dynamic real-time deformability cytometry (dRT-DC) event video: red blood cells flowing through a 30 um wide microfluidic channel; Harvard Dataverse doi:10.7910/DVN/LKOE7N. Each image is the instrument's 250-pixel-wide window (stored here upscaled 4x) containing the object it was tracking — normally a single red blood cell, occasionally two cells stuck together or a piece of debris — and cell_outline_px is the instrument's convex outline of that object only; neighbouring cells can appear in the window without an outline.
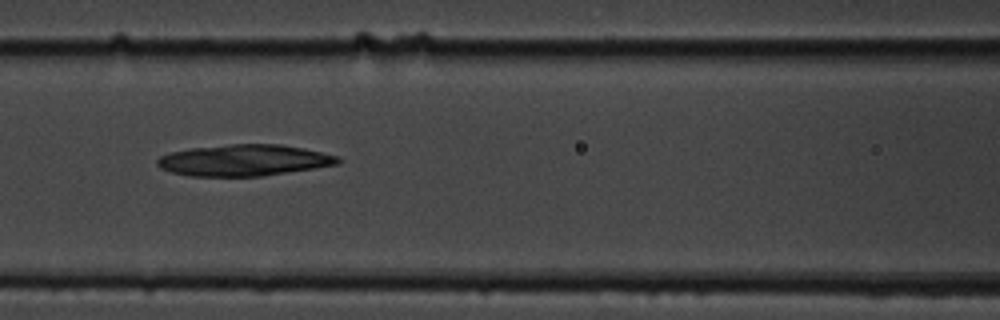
{"species": "common noctule bat (a hibernating species)", "species_latin": "Nyctalus noctula", "temperature_condition": "cold", "stored_images_in_passage": 12, "camera_frame_rate_fps": 3000, "um_per_image_px": 0.085, "animal": {"sex": "male", "body_mass_g": 19.5, "forearm_length_mm": 54.6}, "frame": {"image": 1, "passage_image": 4, "time_ms": 4.0, "image_size_px": [1000, 320], "cell_outline_px": [[344, 160], [340, 164], [316, 168], [260, 176], [188, 176], [172, 172], [160, 168], [156, 164], [156, 160], [160, 156], [172, 152], [192, 148], [232, 144], [280, 144], [304, 148], [340, 156]], "centroid_in_image_um": [20.8, 13.62], "position_along_channel_um": 145.8, "area_um2": 33.12}}
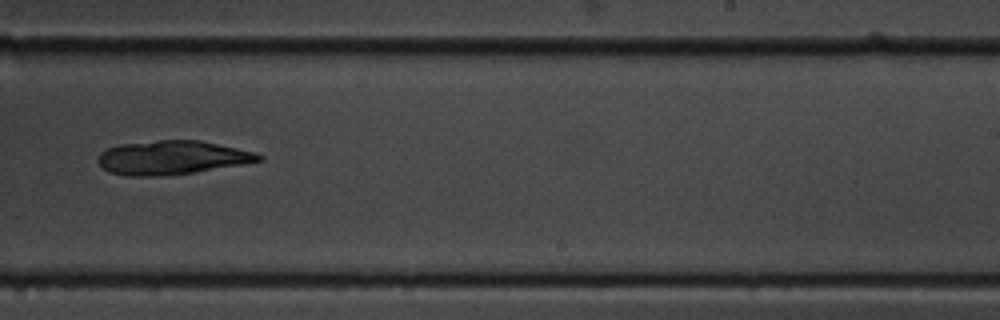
{"frame": {"image": 2, "passage_image": 7, "time_ms": 7.667, "image_size_px": [1000, 320], "cell_outline_px": [[264, 160], [196, 172], [160, 176], [124, 176], [108, 172], [96, 160], [100, 152], [108, 148], [120, 144], [160, 140], [200, 140], [256, 152], [264, 156]], "centroid_in_image_um": [14.61, 13.4], "position_along_channel_um": 274.4, "area_um2": 31.79}}